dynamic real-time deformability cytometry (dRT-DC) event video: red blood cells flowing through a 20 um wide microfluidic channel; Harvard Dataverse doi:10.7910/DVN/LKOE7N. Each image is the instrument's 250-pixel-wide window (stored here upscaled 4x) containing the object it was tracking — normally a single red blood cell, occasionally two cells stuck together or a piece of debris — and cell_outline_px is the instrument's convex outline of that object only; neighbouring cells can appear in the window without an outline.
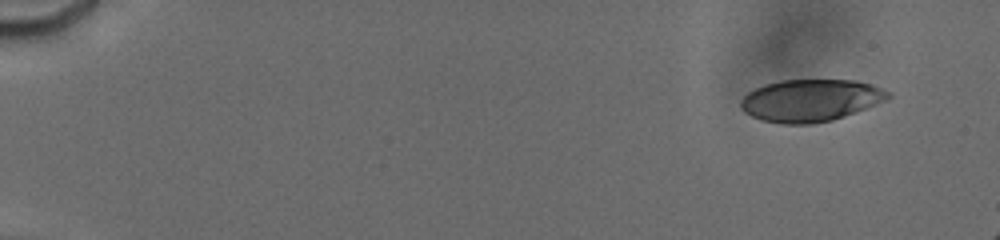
{"species": "human", "species_latin": "Homo sapiens", "temperature_condition": "cold", "stored_images_in_passage": 59, "camera_frame_rate_fps": 3000, "um_per_image_px": 0.085, "donor": {"sex": "male"}, "frame": {"image": 1, "passage_image": 6, "time_ms": 1.333, "image_size_px": [1000, 240], "cell_outline_px": [[892, 96], [888, 100], [844, 116], [832, 120], [812, 124], [784, 124], [760, 120], [744, 112], [740, 108], [740, 100], [748, 92], [764, 84], [780, 80], [856, 80], [872, 84], [892, 92]], "centroid_in_image_um": [68.91, 8.53], "position_along_channel_um": 16.1, "area_um2": 36.53}}
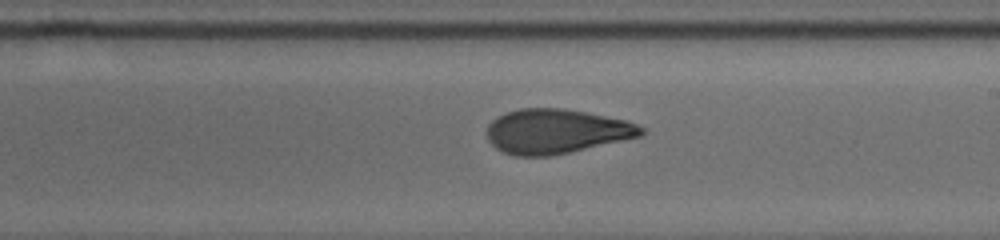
{"frame": {"image": 2, "passage_image": 33, "time_ms": 11.333, "image_size_px": [1000, 240], "cell_outline_px": [[644, 132], [640, 136], [552, 156], [516, 156], [504, 152], [496, 148], [488, 140], [488, 124], [492, 120], [508, 112], [520, 108], [560, 108], [584, 112], [624, 120], [636, 124], [644, 128]], "centroid_in_image_um": [47.25, 11.17], "position_along_channel_um": 241.7, "area_um2": 39.48}}
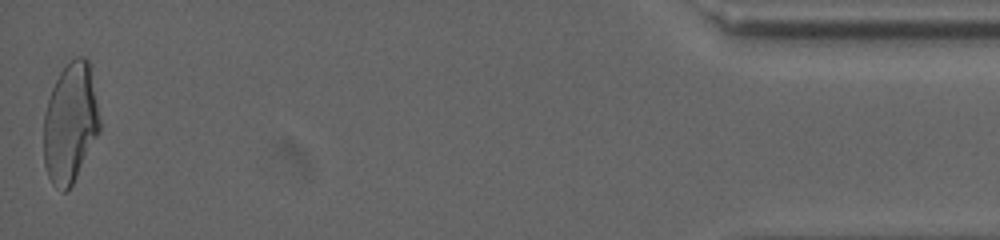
{"frame": {"image": 3, "passage_image": 59, "time_ms": 18.333, "image_size_px": [1000, 240], "cell_outline_px": [[100, 132], [72, 184], [64, 192], [52, 184], [48, 176], [44, 164], [44, 116], [48, 100], [52, 88], [60, 72], [76, 56], [84, 56], [92, 64], [100, 120]], "centroid_in_image_um": [6.0, 10.41], "position_along_channel_um": 429.2, "area_um2": 39.36}, "authors_computed_cell_mechanics": {"area_um2": 39.1884, "velocity_mm_per_s": 3.8043, "shape_relaxation_time_tau1_ms": 9.4016, "shape_relaxation_time_tau2_ms": 1.7096, "deformation_change_tau1": 0.2348, "deformation_change_tau2": 0.091}}